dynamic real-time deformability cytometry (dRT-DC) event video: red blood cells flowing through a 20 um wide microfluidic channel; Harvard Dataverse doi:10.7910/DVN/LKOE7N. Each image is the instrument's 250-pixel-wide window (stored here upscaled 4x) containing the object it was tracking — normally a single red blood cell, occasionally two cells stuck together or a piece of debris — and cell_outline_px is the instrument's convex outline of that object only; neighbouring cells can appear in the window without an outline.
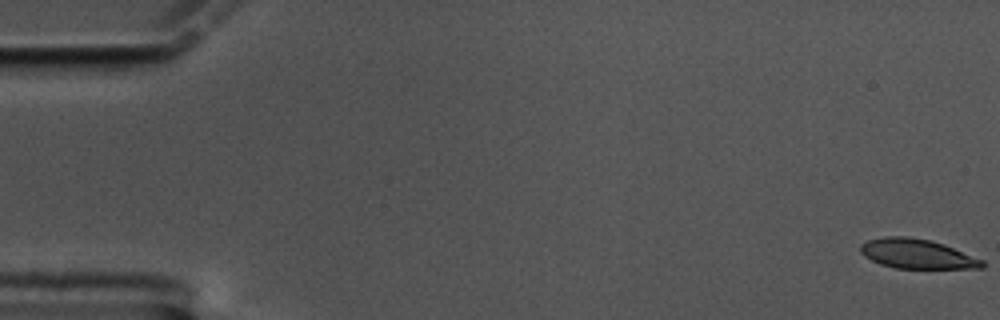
{"species": "common noctule bat (a hibernating species)", "species_latin": "Nyctalus noctula", "temperature_condition": "cold", "stored_images_in_passage": 61, "camera_frame_rate_fps": 3000, "um_per_image_px": 0.085, "animal": {"sex": "male", "body_mass_g": 17.5, "forearm_length_mm": 52.3}, "frame": {"image": 1, "passage_image": 1, "time_ms": 0.0, "image_size_px": [1000, 320], "cell_outline_px": [[984, 268], [896, 268], [880, 264], [864, 256], [860, 252], [860, 244], [868, 240], [884, 236], [908, 236], [932, 240], [944, 244], [984, 260]], "centroid_in_image_um": [77.94, 21.56], "position_along_channel_um": 7.1, "area_um2": 21.04}}
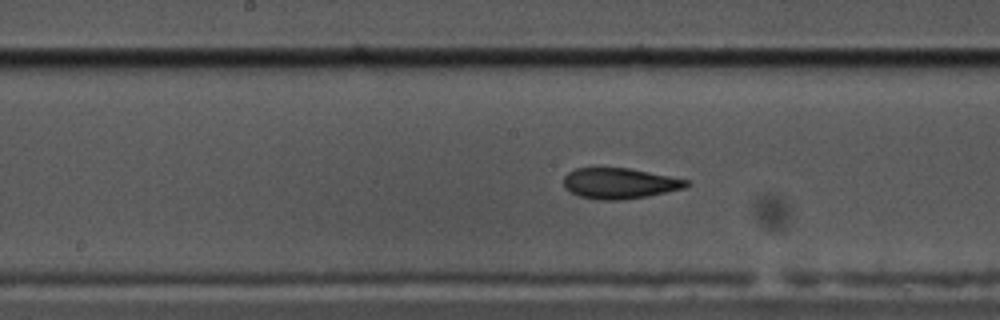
{"frame": {"image": 2, "passage_image": 31, "time_ms": 10.0, "image_size_px": [1000, 320], "cell_outline_px": [[692, 184], [684, 188], [648, 196], [624, 200], [600, 200], [580, 196], [564, 188], [564, 176], [568, 172], [576, 168], [628, 168], [672, 176], [688, 180]], "centroid_in_image_um": [52.69, 15.58], "position_along_channel_um": 195.5, "area_um2": 22.02}}
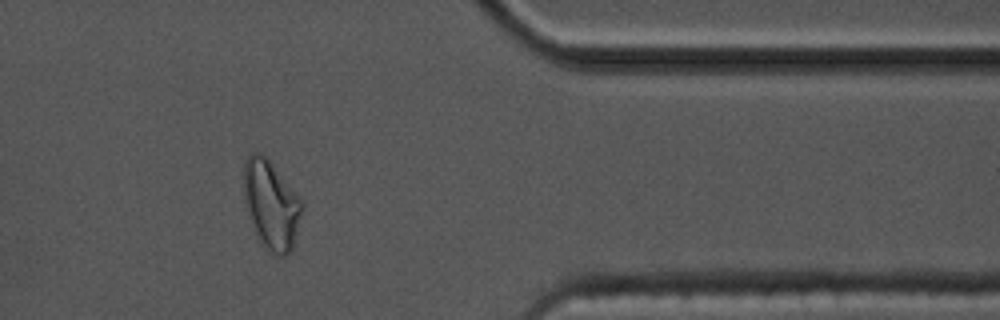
{"frame": {"image": 3, "passage_image": 50, "time_ms": 16.333, "image_size_px": [1000, 320], "cell_outline_px": [[304, 204], [292, 248], [284, 256], [272, 256], [260, 244], [248, 216], [244, 200], [244, 160], [252, 152], [260, 152], [272, 164], [300, 196]], "centroid_in_image_um": [23.04, 17.43], "position_along_channel_um": 388.4, "area_um2": 30.29}, "authors_computed_cell_mechanics": {"area_um2": 22.4842, "velocity_mm_per_s": 3.3379, "shape_relaxation_time_tau1_ms": 6.6447, "shape_relaxation_time_tau2_ms": 2.7575, "deformation_change_tau1": 0.1909, "deformation_change_tau2": 0.0826}}